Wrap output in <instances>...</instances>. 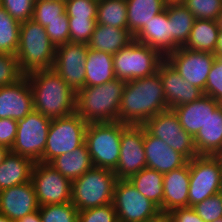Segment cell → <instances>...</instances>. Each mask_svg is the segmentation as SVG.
Instances as JSON below:
<instances>
[{
  "label": "cell",
  "instance_id": "1",
  "mask_svg": "<svg viewBox=\"0 0 222 222\" xmlns=\"http://www.w3.org/2000/svg\"><path fill=\"white\" fill-rule=\"evenodd\" d=\"M159 72L127 81L120 102L118 121L143 125L160 112L168 110Z\"/></svg>",
  "mask_w": 222,
  "mask_h": 222
},
{
  "label": "cell",
  "instance_id": "2",
  "mask_svg": "<svg viewBox=\"0 0 222 222\" xmlns=\"http://www.w3.org/2000/svg\"><path fill=\"white\" fill-rule=\"evenodd\" d=\"M33 93L34 110L51 119L76 112V92L53 69L26 74Z\"/></svg>",
  "mask_w": 222,
  "mask_h": 222
},
{
  "label": "cell",
  "instance_id": "3",
  "mask_svg": "<svg viewBox=\"0 0 222 222\" xmlns=\"http://www.w3.org/2000/svg\"><path fill=\"white\" fill-rule=\"evenodd\" d=\"M126 82L111 80L102 85L84 86L76 93V112L87 123L118 122Z\"/></svg>",
  "mask_w": 222,
  "mask_h": 222
},
{
  "label": "cell",
  "instance_id": "4",
  "mask_svg": "<svg viewBox=\"0 0 222 222\" xmlns=\"http://www.w3.org/2000/svg\"><path fill=\"white\" fill-rule=\"evenodd\" d=\"M55 53L56 47L43 26L33 19L20 23L16 58L25 75L36 70L53 68Z\"/></svg>",
  "mask_w": 222,
  "mask_h": 222
},
{
  "label": "cell",
  "instance_id": "5",
  "mask_svg": "<svg viewBox=\"0 0 222 222\" xmlns=\"http://www.w3.org/2000/svg\"><path fill=\"white\" fill-rule=\"evenodd\" d=\"M117 180L113 170L93 166L72 181V204L83 211L112 203Z\"/></svg>",
  "mask_w": 222,
  "mask_h": 222
},
{
  "label": "cell",
  "instance_id": "6",
  "mask_svg": "<svg viewBox=\"0 0 222 222\" xmlns=\"http://www.w3.org/2000/svg\"><path fill=\"white\" fill-rule=\"evenodd\" d=\"M128 124L121 122L88 123L85 144L94 167L114 170L120 157L122 130Z\"/></svg>",
  "mask_w": 222,
  "mask_h": 222
},
{
  "label": "cell",
  "instance_id": "7",
  "mask_svg": "<svg viewBox=\"0 0 222 222\" xmlns=\"http://www.w3.org/2000/svg\"><path fill=\"white\" fill-rule=\"evenodd\" d=\"M164 59L154 48L133 40L113 55L115 77L127 82L149 76Z\"/></svg>",
  "mask_w": 222,
  "mask_h": 222
},
{
  "label": "cell",
  "instance_id": "8",
  "mask_svg": "<svg viewBox=\"0 0 222 222\" xmlns=\"http://www.w3.org/2000/svg\"><path fill=\"white\" fill-rule=\"evenodd\" d=\"M88 123L77 113L53 118L48 130L43 163H50L56 157L75 150L85 142Z\"/></svg>",
  "mask_w": 222,
  "mask_h": 222
},
{
  "label": "cell",
  "instance_id": "9",
  "mask_svg": "<svg viewBox=\"0 0 222 222\" xmlns=\"http://www.w3.org/2000/svg\"><path fill=\"white\" fill-rule=\"evenodd\" d=\"M189 207L222 192V160L219 156L198 155L189 161Z\"/></svg>",
  "mask_w": 222,
  "mask_h": 222
},
{
  "label": "cell",
  "instance_id": "10",
  "mask_svg": "<svg viewBox=\"0 0 222 222\" xmlns=\"http://www.w3.org/2000/svg\"><path fill=\"white\" fill-rule=\"evenodd\" d=\"M51 118L33 110L17 121V132L11 152L42 162Z\"/></svg>",
  "mask_w": 222,
  "mask_h": 222
},
{
  "label": "cell",
  "instance_id": "11",
  "mask_svg": "<svg viewBox=\"0 0 222 222\" xmlns=\"http://www.w3.org/2000/svg\"><path fill=\"white\" fill-rule=\"evenodd\" d=\"M143 126L152 136L163 140L188 161L198 156L193 137L183 130L172 109L158 113L147 120Z\"/></svg>",
  "mask_w": 222,
  "mask_h": 222
},
{
  "label": "cell",
  "instance_id": "12",
  "mask_svg": "<svg viewBox=\"0 0 222 222\" xmlns=\"http://www.w3.org/2000/svg\"><path fill=\"white\" fill-rule=\"evenodd\" d=\"M112 204L119 222H143L160 211L129 179L117 180Z\"/></svg>",
  "mask_w": 222,
  "mask_h": 222
},
{
  "label": "cell",
  "instance_id": "13",
  "mask_svg": "<svg viewBox=\"0 0 222 222\" xmlns=\"http://www.w3.org/2000/svg\"><path fill=\"white\" fill-rule=\"evenodd\" d=\"M31 181L39 206L71 202L72 181L49 163H35Z\"/></svg>",
  "mask_w": 222,
  "mask_h": 222
},
{
  "label": "cell",
  "instance_id": "14",
  "mask_svg": "<svg viewBox=\"0 0 222 222\" xmlns=\"http://www.w3.org/2000/svg\"><path fill=\"white\" fill-rule=\"evenodd\" d=\"M146 167L144 126L128 124L122 130L120 157L113 171L118 179H130Z\"/></svg>",
  "mask_w": 222,
  "mask_h": 222
},
{
  "label": "cell",
  "instance_id": "15",
  "mask_svg": "<svg viewBox=\"0 0 222 222\" xmlns=\"http://www.w3.org/2000/svg\"><path fill=\"white\" fill-rule=\"evenodd\" d=\"M215 57L214 53L180 47L168 54L165 59L183 79L189 81L191 85L200 88L204 93L208 74Z\"/></svg>",
  "mask_w": 222,
  "mask_h": 222
},
{
  "label": "cell",
  "instance_id": "16",
  "mask_svg": "<svg viewBox=\"0 0 222 222\" xmlns=\"http://www.w3.org/2000/svg\"><path fill=\"white\" fill-rule=\"evenodd\" d=\"M88 50L85 43L68 42L56 47L53 69L76 93L85 86Z\"/></svg>",
  "mask_w": 222,
  "mask_h": 222
},
{
  "label": "cell",
  "instance_id": "17",
  "mask_svg": "<svg viewBox=\"0 0 222 222\" xmlns=\"http://www.w3.org/2000/svg\"><path fill=\"white\" fill-rule=\"evenodd\" d=\"M158 72L169 109L191 103L204 95L200 88L183 79L166 59L159 65Z\"/></svg>",
  "mask_w": 222,
  "mask_h": 222
},
{
  "label": "cell",
  "instance_id": "18",
  "mask_svg": "<svg viewBox=\"0 0 222 222\" xmlns=\"http://www.w3.org/2000/svg\"><path fill=\"white\" fill-rule=\"evenodd\" d=\"M33 110V93L26 75L11 85L0 87V119L18 121Z\"/></svg>",
  "mask_w": 222,
  "mask_h": 222
},
{
  "label": "cell",
  "instance_id": "19",
  "mask_svg": "<svg viewBox=\"0 0 222 222\" xmlns=\"http://www.w3.org/2000/svg\"><path fill=\"white\" fill-rule=\"evenodd\" d=\"M32 181L1 190L0 213L13 222L39 210Z\"/></svg>",
  "mask_w": 222,
  "mask_h": 222
},
{
  "label": "cell",
  "instance_id": "20",
  "mask_svg": "<svg viewBox=\"0 0 222 222\" xmlns=\"http://www.w3.org/2000/svg\"><path fill=\"white\" fill-rule=\"evenodd\" d=\"M134 40L154 48L164 58L181 47L171 35V21L166 9L152 18L134 36Z\"/></svg>",
  "mask_w": 222,
  "mask_h": 222
},
{
  "label": "cell",
  "instance_id": "21",
  "mask_svg": "<svg viewBox=\"0 0 222 222\" xmlns=\"http://www.w3.org/2000/svg\"><path fill=\"white\" fill-rule=\"evenodd\" d=\"M144 149L147 168L162 174L184 166L188 160L163 140L152 136L144 128Z\"/></svg>",
  "mask_w": 222,
  "mask_h": 222
},
{
  "label": "cell",
  "instance_id": "22",
  "mask_svg": "<svg viewBox=\"0 0 222 222\" xmlns=\"http://www.w3.org/2000/svg\"><path fill=\"white\" fill-rule=\"evenodd\" d=\"M189 161L182 167L163 174V211L189 207Z\"/></svg>",
  "mask_w": 222,
  "mask_h": 222
},
{
  "label": "cell",
  "instance_id": "23",
  "mask_svg": "<svg viewBox=\"0 0 222 222\" xmlns=\"http://www.w3.org/2000/svg\"><path fill=\"white\" fill-rule=\"evenodd\" d=\"M220 105L212 97L202 95L196 101L177 106L172 110L177 115L183 130L194 137L204 126L210 113H213Z\"/></svg>",
  "mask_w": 222,
  "mask_h": 222
},
{
  "label": "cell",
  "instance_id": "24",
  "mask_svg": "<svg viewBox=\"0 0 222 222\" xmlns=\"http://www.w3.org/2000/svg\"><path fill=\"white\" fill-rule=\"evenodd\" d=\"M193 140L198 155L218 156L222 152V104L210 113Z\"/></svg>",
  "mask_w": 222,
  "mask_h": 222
},
{
  "label": "cell",
  "instance_id": "25",
  "mask_svg": "<svg viewBox=\"0 0 222 222\" xmlns=\"http://www.w3.org/2000/svg\"><path fill=\"white\" fill-rule=\"evenodd\" d=\"M35 162L9 150L0 164V189L31 181Z\"/></svg>",
  "mask_w": 222,
  "mask_h": 222
},
{
  "label": "cell",
  "instance_id": "26",
  "mask_svg": "<svg viewBox=\"0 0 222 222\" xmlns=\"http://www.w3.org/2000/svg\"><path fill=\"white\" fill-rule=\"evenodd\" d=\"M133 40L128 29L96 24L88 47L114 55Z\"/></svg>",
  "mask_w": 222,
  "mask_h": 222
},
{
  "label": "cell",
  "instance_id": "27",
  "mask_svg": "<svg viewBox=\"0 0 222 222\" xmlns=\"http://www.w3.org/2000/svg\"><path fill=\"white\" fill-rule=\"evenodd\" d=\"M49 164L70 181L81 177L93 167L85 142L75 150L56 157Z\"/></svg>",
  "mask_w": 222,
  "mask_h": 222
},
{
  "label": "cell",
  "instance_id": "28",
  "mask_svg": "<svg viewBox=\"0 0 222 222\" xmlns=\"http://www.w3.org/2000/svg\"><path fill=\"white\" fill-rule=\"evenodd\" d=\"M85 86H96L116 79L113 55L89 48L85 63Z\"/></svg>",
  "mask_w": 222,
  "mask_h": 222
},
{
  "label": "cell",
  "instance_id": "29",
  "mask_svg": "<svg viewBox=\"0 0 222 222\" xmlns=\"http://www.w3.org/2000/svg\"><path fill=\"white\" fill-rule=\"evenodd\" d=\"M126 2L128 30L133 37L166 7L164 0H126Z\"/></svg>",
  "mask_w": 222,
  "mask_h": 222
},
{
  "label": "cell",
  "instance_id": "30",
  "mask_svg": "<svg viewBox=\"0 0 222 222\" xmlns=\"http://www.w3.org/2000/svg\"><path fill=\"white\" fill-rule=\"evenodd\" d=\"M219 27L215 20L195 19L190 36L184 48L215 53Z\"/></svg>",
  "mask_w": 222,
  "mask_h": 222
},
{
  "label": "cell",
  "instance_id": "31",
  "mask_svg": "<svg viewBox=\"0 0 222 222\" xmlns=\"http://www.w3.org/2000/svg\"><path fill=\"white\" fill-rule=\"evenodd\" d=\"M135 188L163 211V174L144 168L130 179Z\"/></svg>",
  "mask_w": 222,
  "mask_h": 222
},
{
  "label": "cell",
  "instance_id": "32",
  "mask_svg": "<svg viewBox=\"0 0 222 222\" xmlns=\"http://www.w3.org/2000/svg\"><path fill=\"white\" fill-rule=\"evenodd\" d=\"M165 9L171 21V35L183 47L189 39L195 17L183 4L166 5Z\"/></svg>",
  "mask_w": 222,
  "mask_h": 222
},
{
  "label": "cell",
  "instance_id": "33",
  "mask_svg": "<svg viewBox=\"0 0 222 222\" xmlns=\"http://www.w3.org/2000/svg\"><path fill=\"white\" fill-rule=\"evenodd\" d=\"M97 24L128 29L126 0H99Z\"/></svg>",
  "mask_w": 222,
  "mask_h": 222
},
{
  "label": "cell",
  "instance_id": "34",
  "mask_svg": "<svg viewBox=\"0 0 222 222\" xmlns=\"http://www.w3.org/2000/svg\"><path fill=\"white\" fill-rule=\"evenodd\" d=\"M19 37L20 23L0 5V53L16 55Z\"/></svg>",
  "mask_w": 222,
  "mask_h": 222
},
{
  "label": "cell",
  "instance_id": "35",
  "mask_svg": "<svg viewBox=\"0 0 222 222\" xmlns=\"http://www.w3.org/2000/svg\"><path fill=\"white\" fill-rule=\"evenodd\" d=\"M65 13V0H35L32 19L45 28L49 22L62 20Z\"/></svg>",
  "mask_w": 222,
  "mask_h": 222
},
{
  "label": "cell",
  "instance_id": "36",
  "mask_svg": "<svg viewBox=\"0 0 222 222\" xmlns=\"http://www.w3.org/2000/svg\"><path fill=\"white\" fill-rule=\"evenodd\" d=\"M42 222H78V209L72 202L39 207Z\"/></svg>",
  "mask_w": 222,
  "mask_h": 222
},
{
  "label": "cell",
  "instance_id": "37",
  "mask_svg": "<svg viewBox=\"0 0 222 222\" xmlns=\"http://www.w3.org/2000/svg\"><path fill=\"white\" fill-rule=\"evenodd\" d=\"M182 4L199 20H215L222 10V0H184Z\"/></svg>",
  "mask_w": 222,
  "mask_h": 222
},
{
  "label": "cell",
  "instance_id": "38",
  "mask_svg": "<svg viewBox=\"0 0 222 222\" xmlns=\"http://www.w3.org/2000/svg\"><path fill=\"white\" fill-rule=\"evenodd\" d=\"M70 42L88 44L97 24L96 18H68Z\"/></svg>",
  "mask_w": 222,
  "mask_h": 222
},
{
  "label": "cell",
  "instance_id": "39",
  "mask_svg": "<svg viewBox=\"0 0 222 222\" xmlns=\"http://www.w3.org/2000/svg\"><path fill=\"white\" fill-rule=\"evenodd\" d=\"M24 76L16 55L0 53V87L11 85Z\"/></svg>",
  "mask_w": 222,
  "mask_h": 222
},
{
  "label": "cell",
  "instance_id": "40",
  "mask_svg": "<svg viewBox=\"0 0 222 222\" xmlns=\"http://www.w3.org/2000/svg\"><path fill=\"white\" fill-rule=\"evenodd\" d=\"M192 208L205 222L222 218V192L204 199Z\"/></svg>",
  "mask_w": 222,
  "mask_h": 222
},
{
  "label": "cell",
  "instance_id": "41",
  "mask_svg": "<svg viewBox=\"0 0 222 222\" xmlns=\"http://www.w3.org/2000/svg\"><path fill=\"white\" fill-rule=\"evenodd\" d=\"M35 0H2L1 6L19 23L32 19Z\"/></svg>",
  "mask_w": 222,
  "mask_h": 222
},
{
  "label": "cell",
  "instance_id": "42",
  "mask_svg": "<svg viewBox=\"0 0 222 222\" xmlns=\"http://www.w3.org/2000/svg\"><path fill=\"white\" fill-rule=\"evenodd\" d=\"M78 222H119L112 203L78 211Z\"/></svg>",
  "mask_w": 222,
  "mask_h": 222
},
{
  "label": "cell",
  "instance_id": "43",
  "mask_svg": "<svg viewBox=\"0 0 222 222\" xmlns=\"http://www.w3.org/2000/svg\"><path fill=\"white\" fill-rule=\"evenodd\" d=\"M68 18H96L97 0H65Z\"/></svg>",
  "mask_w": 222,
  "mask_h": 222
},
{
  "label": "cell",
  "instance_id": "44",
  "mask_svg": "<svg viewBox=\"0 0 222 222\" xmlns=\"http://www.w3.org/2000/svg\"><path fill=\"white\" fill-rule=\"evenodd\" d=\"M204 95L222 104V63L216 57L208 74Z\"/></svg>",
  "mask_w": 222,
  "mask_h": 222
},
{
  "label": "cell",
  "instance_id": "45",
  "mask_svg": "<svg viewBox=\"0 0 222 222\" xmlns=\"http://www.w3.org/2000/svg\"><path fill=\"white\" fill-rule=\"evenodd\" d=\"M45 30L55 47L70 42L69 19L66 13L62 15V20L49 22Z\"/></svg>",
  "mask_w": 222,
  "mask_h": 222
},
{
  "label": "cell",
  "instance_id": "46",
  "mask_svg": "<svg viewBox=\"0 0 222 222\" xmlns=\"http://www.w3.org/2000/svg\"><path fill=\"white\" fill-rule=\"evenodd\" d=\"M17 132V121L11 118L0 119V146L11 150Z\"/></svg>",
  "mask_w": 222,
  "mask_h": 222
},
{
  "label": "cell",
  "instance_id": "47",
  "mask_svg": "<svg viewBox=\"0 0 222 222\" xmlns=\"http://www.w3.org/2000/svg\"><path fill=\"white\" fill-rule=\"evenodd\" d=\"M169 215L173 222H205L192 207L176 208Z\"/></svg>",
  "mask_w": 222,
  "mask_h": 222
},
{
  "label": "cell",
  "instance_id": "48",
  "mask_svg": "<svg viewBox=\"0 0 222 222\" xmlns=\"http://www.w3.org/2000/svg\"><path fill=\"white\" fill-rule=\"evenodd\" d=\"M143 222H173L169 213L164 211H159L154 216L149 217L148 219L144 220Z\"/></svg>",
  "mask_w": 222,
  "mask_h": 222
},
{
  "label": "cell",
  "instance_id": "49",
  "mask_svg": "<svg viewBox=\"0 0 222 222\" xmlns=\"http://www.w3.org/2000/svg\"><path fill=\"white\" fill-rule=\"evenodd\" d=\"M16 222H42V220L40 217L39 210H37V211H34V212L22 217L21 219H19Z\"/></svg>",
  "mask_w": 222,
  "mask_h": 222
},
{
  "label": "cell",
  "instance_id": "50",
  "mask_svg": "<svg viewBox=\"0 0 222 222\" xmlns=\"http://www.w3.org/2000/svg\"><path fill=\"white\" fill-rule=\"evenodd\" d=\"M214 54L215 55L222 54V29H219V32H218V40H217V45H216Z\"/></svg>",
  "mask_w": 222,
  "mask_h": 222
},
{
  "label": "cell",
  "instance_id": "51",
  "mask_svg": "<svg viewBox=\"0 0 222 222\" xmlns=\"http://www.w3.org/2000/svg\"><path fill=\"white\" fill-rule=\"evenodd\" d=\"M8 152H9V149H7L4 146H0V164L3 162V159Z\"/></svg>",
  "mask_w": 222,
  "mask_h": 222
},
{
  "label": "cell",
  "instance_id": "52",
  "mask_svg": "<svg viewBox=\"0 0 222 222\" xmlns=\"http://www.w3.org/2000/svg\"><path fill=\"white\" fill-rule=\"evenodd\" d=\"M216 24L218 25L219 29H222V10L219 12V15L215 19Z\"/></svg>",
  "mask_w": 222,
  "mask_h": 222
},
{
  "label": "cell",
  "instance_id": "53",
  "mask_svg": "<svg viewBox=\"0 0 222 222\" xmlns=\"http://www.w3.org/2000/svg\"><path fill=\"white\" fill-rule=\"evenodd\" d=\"M184 0H164L166 5L170 4H182Z\"/></svg>",
  "mask_w": 222,
  "mask_h": 222
},
{
  "label": "cell",
  "instance_id": "54",
  "mask_svg": "<svg viewBox=\"0 0 222 222\" xmlns=\"http://www.w3.org/2000/svg\"><path fill=\"white\" fill-rule=\"evenodd\" d=\"M0 222H13V221L0 213Z\"/></svg>",
  "mask_w": 222,
  "mask_h": 222
},
{
  "label": "cell",
  "instance_id": "55",
  "mask_svg": "<svg viewBox=\"0 0 222 222\" xmlns=\"http://www.w3.org/2000/svg\"><path fill=\"white\" fill-rule=\"evenodd\" d=\"M216 58L222 63V54L221 55H216Z\"/></svg>",
  "mask_w": 222,
  "mask_h": 222
},
{
  "label": "cell",
  "instance_id": "56",
  "mask_svg": "<svg viewBox=\"0 0 222 222\" xmlns=\"http://www.w3.org/2000/svg\"><path fill=\"white\" fill-rule=\"evenodd\" d=\"M213 222H222V218L217 219V220H215V221H213Z\"/></svg>",
  "mask_w": 222,
  "mask_h": 222
},
{
  "label": "cell",
  "instance_id": "57",
  "mask_svg": "<svg viewBox=\"0 0 222 222\" xmlns=\"http://www.w3.org/2000/svg\"><path fill=\"white\" fill-rule=\"evenodd\" d=\"M220 158H221V160H222V152L218 155Z\"/></svg>",
  "mask_w": 222,
  "mask_h": 222
}]
</instances>
